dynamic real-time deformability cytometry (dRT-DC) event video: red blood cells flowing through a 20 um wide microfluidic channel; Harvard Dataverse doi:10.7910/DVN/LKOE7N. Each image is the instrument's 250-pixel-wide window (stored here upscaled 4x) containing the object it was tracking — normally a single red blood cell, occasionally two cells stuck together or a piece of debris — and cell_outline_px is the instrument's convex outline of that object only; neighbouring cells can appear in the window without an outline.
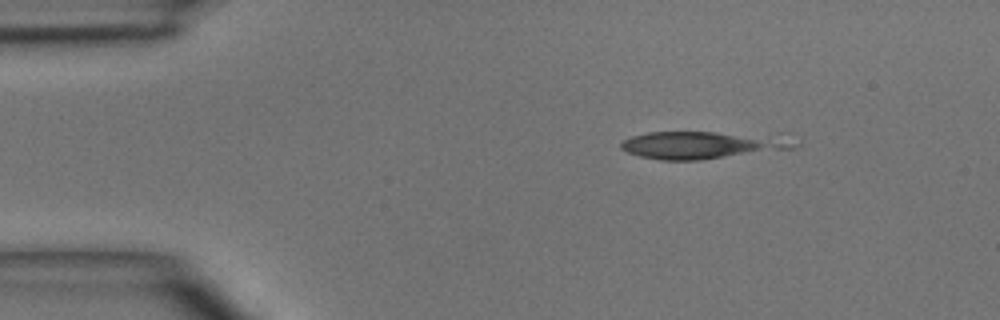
{"species": "common noctule bat (a hibernating species)", "species_latin": "Nyctalus noctula", "temperature_condition": "room temperature", "stored_images_in_passage": 3, "camera_frame_rate_fps": 3000, "um_per_image_px": 0.085, "animal": {"sex": "male", "body_mass_g": 15.6}, "frame": {"image": 1, "passage_image": 1, "time_ms": 0.0, "image_size_px": [1000, 320], "cell_outline_px": [[800, 144], [796, 148], [700, 160], [660, 160], [640, 156], [628, 152], [620, 148], [620, 144], [624, 140], [632, 136], [648, 132], [788, 132]], "centroid_in_image_um": [59.98, 12.28], "position_along_channel_um": 25.0, "area_um2": 29.07}}